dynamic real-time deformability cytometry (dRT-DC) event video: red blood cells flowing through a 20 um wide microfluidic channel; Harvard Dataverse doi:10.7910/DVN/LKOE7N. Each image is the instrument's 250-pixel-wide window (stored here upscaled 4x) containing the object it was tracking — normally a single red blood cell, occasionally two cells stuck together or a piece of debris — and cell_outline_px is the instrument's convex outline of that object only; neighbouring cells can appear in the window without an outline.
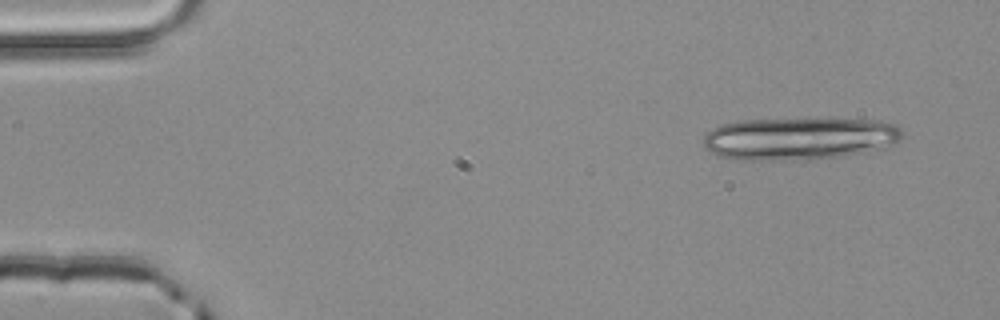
{"species": "common noctule bat (a hibernating species)", "species_latin": "Nyctalus noctula", "temperature_condition": "room temperature", "stored_images_in_passage": 4, "camera_frame_rate_fps": 3000, "um_per_image_px": 0.085, "animal": {"sex": "male", "body_mass_g": 20.4}, "frame": {"image": 1, "passage_image": 1, "time_ms": 0.0, "image_size_px": [1000, 320], "cell_outline_px": [[904, 136], [900, 140], [884, 148], [836, 156], [780, 160], [740, 160], [716, 156], [704, 148], [704, 136], [712, 128], [720, 124], [740, 120], [824, 116], [828, 116], [880, 120], [896, 124], [904, 132]], "centroid_in_image_um": [67.95, 11.71], "position_along_channel_um": 17.0, "area_um2": 50.75}}